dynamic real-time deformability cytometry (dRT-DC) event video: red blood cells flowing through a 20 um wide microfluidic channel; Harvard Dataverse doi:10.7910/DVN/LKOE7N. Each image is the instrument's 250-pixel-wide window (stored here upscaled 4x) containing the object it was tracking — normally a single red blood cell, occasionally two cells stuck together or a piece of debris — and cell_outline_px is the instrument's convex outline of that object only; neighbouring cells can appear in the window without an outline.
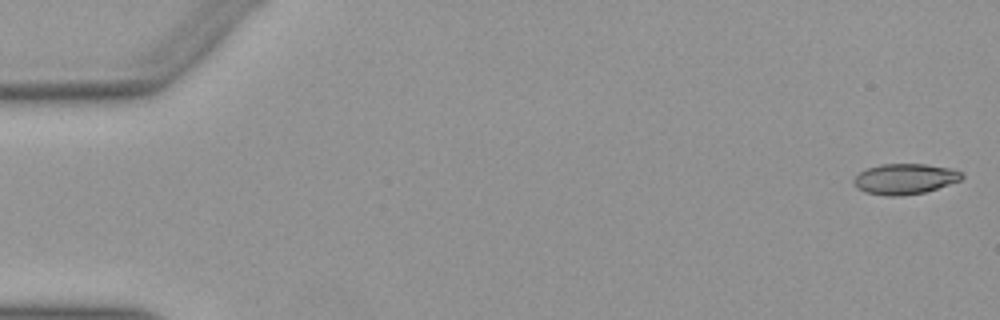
{"species": "Egyptian fruit bat (a non-hibernating species)", "species_latin": "Rousettus aegyptiacus", "temperature_condition": "warm", "stored_images_in_passage": 51, "camera_frame_rate_fps": 3000, "um_per_image_px": 0.085, "animal": {"sex": "female"}, "frame": {"image": 1, "passage_image": 1, "time_ms": 0.0, "image_size_px": [1000, 320], "cell_outline_px": [[964, 176], [960, 180], [924, 192], [904, 196], [884, 196], [864, 192], [856, 188], [852, 180], [860, 172], [868, 168], [880, 164], [924, 164], [952, 168], [964, 172]], "centroid_in_image_um": [76.9, 15.21], "position_along_channel_um": 8.1, "area_um2": 19.36}}
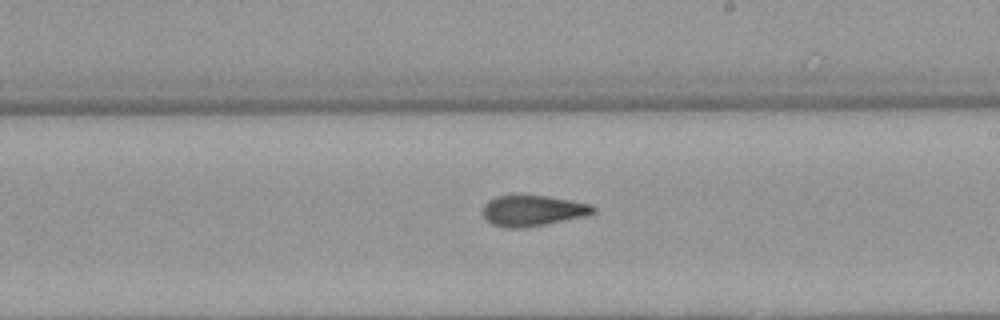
{"frame": {"image": 2, "passage_image": 30, "time_ms": 9.667, "image_size_px": [1000, 320], "cell_outline_px": [[596, 212], [584, 216], [544, 224], [520, 228], [504, 228], [492, 224], [484, 216], [484, 204], [488, 200], [496, 196], [548, 196], [592, 204], [596, 208]], "centroid_in_image_um": [45.3, 17.9], "position_along_channel_um": 243.7, "area_um2": 19.54}}
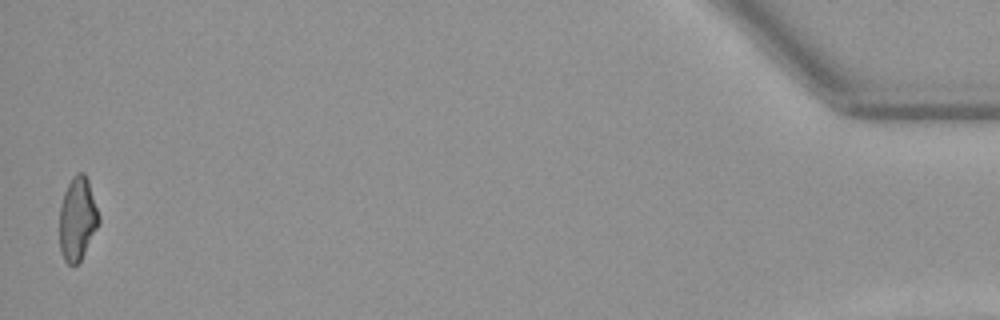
{"frame": {"image": 3, "passage_image": 51, "time_ms": 16.667, "image_size_px": [1000, 320], "cell_outline_px": [[100, 220], [80, 260], [76, 264], [68, 264], [64, 260], [60, 252], [60, 204], [64, 192], [72, 176], [76, 172], [84, 172], [88, 180], [100, 216]], "centroid_in_image_um": [6.57, 18.56], "position_along_channel_um": 428.6, "area_um2": 18.9}, "authors_computed_cell_mechanics": {"area_um2": 19.8254, "velocity_mm_per_s": 3.9734, "shape_relaxation_time_tau1_ms": 6.7475, "shape_relaxation_time_tau2_ms": 1.9669, "deformation_change_tau1": 0.2194, "deformation_change_tau2": 0.1081}}